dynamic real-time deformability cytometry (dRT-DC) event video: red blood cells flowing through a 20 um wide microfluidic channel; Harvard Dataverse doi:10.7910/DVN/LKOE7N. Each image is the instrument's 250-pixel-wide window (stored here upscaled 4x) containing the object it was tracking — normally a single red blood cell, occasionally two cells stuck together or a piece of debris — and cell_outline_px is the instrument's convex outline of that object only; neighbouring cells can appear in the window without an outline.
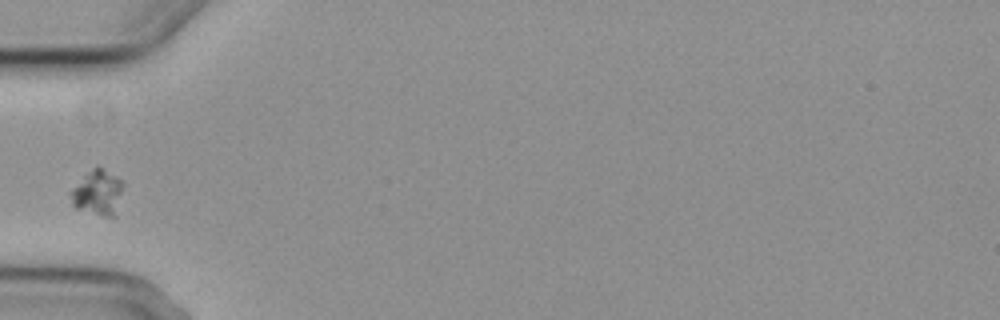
{"species": "common noctule bat (a hibernating species)", "species_latin": "Nyctalus noctula", "temperature_condition": "cold", "stored_images_in_passage": 1, "camera_frame_rate_fps": 3000, "um_per_image_px": 0.085, "animal": {"sex": "female", "body_mass_g": 29.2, "forearm_length_mm": 56.3}, "frame": {"image": 1, "passage_image": 1, "time_ms": 0.0, "image_size_px": [1000, 320], "cell_outline_px": [[124, 184], [116, 216], [112, 220], [76, 208], [72, 204], [68, 192], [96, 164], [116, 176]], "centroid_in_image_um": [8.32, 16.41], "position_along_channel_um": 76.7, "area_um2": 14.22}}